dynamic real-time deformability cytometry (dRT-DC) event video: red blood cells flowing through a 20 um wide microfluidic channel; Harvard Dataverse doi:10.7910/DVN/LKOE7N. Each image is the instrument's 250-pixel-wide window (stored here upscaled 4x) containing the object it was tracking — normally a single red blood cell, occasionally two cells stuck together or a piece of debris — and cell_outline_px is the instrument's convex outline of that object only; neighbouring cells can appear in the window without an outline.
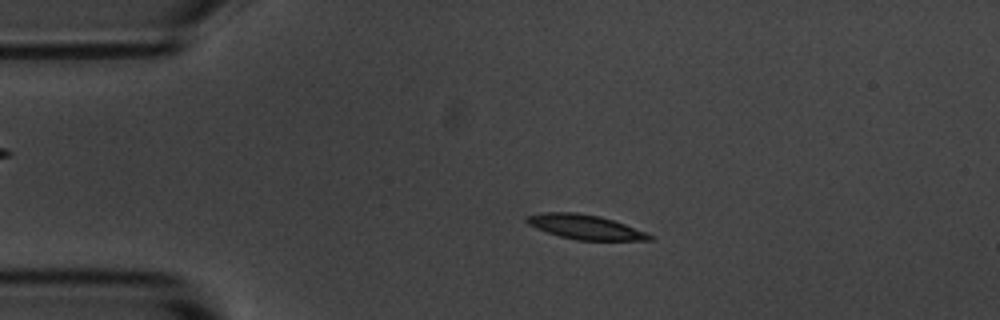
{"species": "common noctule bat (a hibernating species)", "species_latin": "Nyctalus noctula", "temperature_condition": "room temperature", "stored_images_in_passage": 49, "camera_frame_rate_fps": 3000, "um_per_image_px": 0.085, "animal": {"sex": "male", "body_mass_g": 20.1, "forearm_length_mm": 53.5}, "frame": {"image": 1, "passage_image": 5, "time_ms": 1.333, "image_size_px": [1000, 320], "cell_outline_px": [[652, 240], [576, 240], [560, 236], [536, 228], [528, 224], [524, 220], [524, 216], [544, 212], [576, 212], [600, 216], [624, 224], [644, 232], [652, 236]], "centroid_in_image_um": [49.66, 19.28], "position_along_channel_um": 35.3, "area_um2": 17.34}}
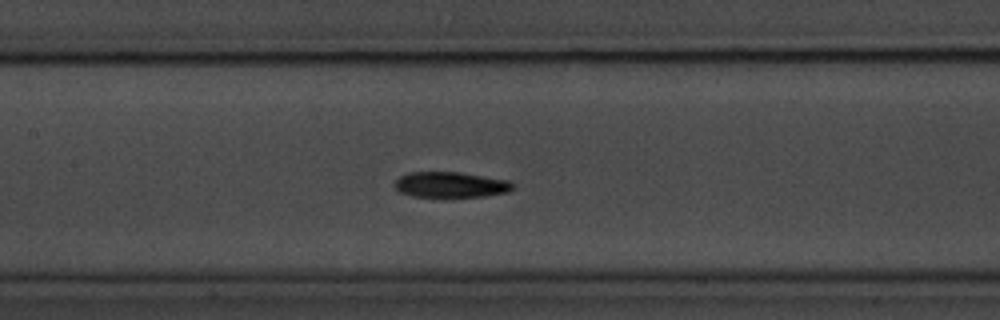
{"frame": {"image": 2, "passage_image": 19, "time_ms": 6.0, "image_size_px": [1000, 320], "cell_outline_px": [[512, 188], [508, 192], [484, 196], [412, 196], [400, 192], [392, 184], [400, 176], [408, 172], [460, 172], [508, 180], [512, 184]], "centroid_in_image_um": [38.26, 15.68], "position_along_channel_um": 169.1, "area_um2": 17.4}}
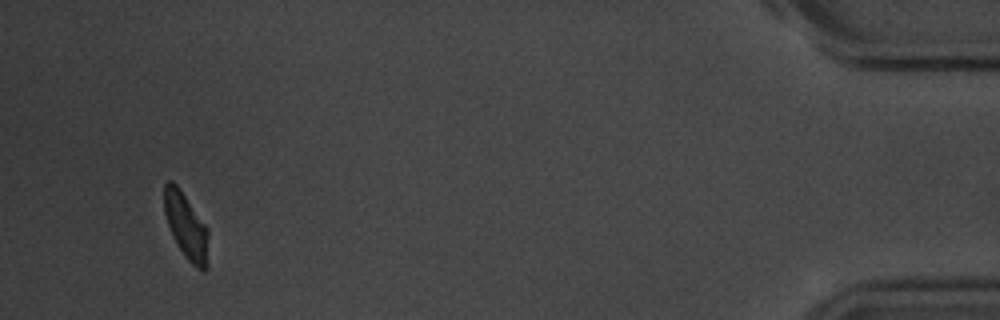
{"frame": {"image": 3, "passage_image": 46, "time_ms": 15.0, "image_size_px": [1000, 320], "cell_outline_px": [[208, 268], [204, 272], [196, 268], [184, 256], [176, 244], [172, 236], [164, 212], [164, 184], [168, 180], [172, 180], [180, 188], [208, 228]], "centroid_in_image_um": [15.83, 19.24], "position_along_channel_um": 419.4, "area_um2": 17.28}, "authors_computed_cell_mechanics": {"area_um2": 17.6868, "velocity_mm_per_s": 3.6259, "shape_relaxation_time_tau1_ms": 3.3353, "shape_relaxation_time_tau2_ms": 9.9597, "deformation_change_tau1": 0.1535, "deformation_change_tau2": 0.1923}}